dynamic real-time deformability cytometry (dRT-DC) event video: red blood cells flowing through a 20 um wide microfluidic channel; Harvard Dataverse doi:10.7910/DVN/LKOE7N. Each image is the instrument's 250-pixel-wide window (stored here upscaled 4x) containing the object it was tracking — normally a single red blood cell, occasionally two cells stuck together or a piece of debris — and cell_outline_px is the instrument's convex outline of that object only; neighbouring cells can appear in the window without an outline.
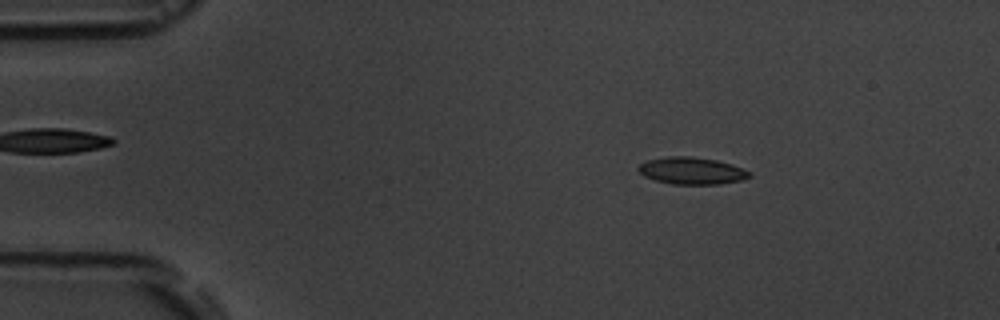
{"species": "common noctule bat (a hibernating species)", "species_latin": "Nyctalus noctula", "temperature_condition": "room temperature", "stored_images_in_passage": 4, "camera_frame_rate_fps": 3000, "um_per_image_px": 0.085, "animal": {"sex": "male", "body_mass_g": 19.5, "forearm_length_mm": 54.6}, "frame": {"image": 1, "passage_image": 2, "time_ms": 1.0, "image_size_px": [1000, 320], "cell_outline_px": [[752, 176], [740, 180], [720, 184], [672, 184], [656, 180], [644, 176], [636, 168], [640, 164], [648, 160], [668, 156], [692, 156], [716, 160], [732, 164], [744, 168], [752, 172]], "centroid_in_image_um": [58.83, 14.51], "position_along_channel_um": 26.2, "area_um2": 17.57}}